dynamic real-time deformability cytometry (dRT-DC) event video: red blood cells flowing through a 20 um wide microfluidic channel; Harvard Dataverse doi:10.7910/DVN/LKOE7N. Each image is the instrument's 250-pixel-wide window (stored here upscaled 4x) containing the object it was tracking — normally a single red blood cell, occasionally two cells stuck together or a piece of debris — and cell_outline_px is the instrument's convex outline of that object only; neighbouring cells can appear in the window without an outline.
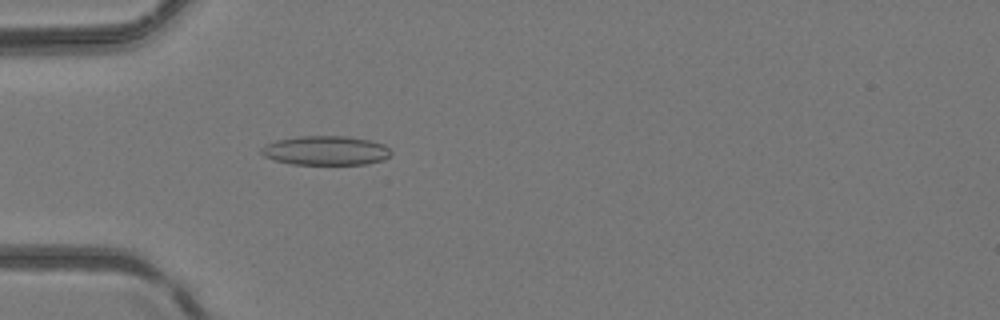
{"species": "common noctule bat (a hibernating species)", "species_latin": "Nyctalus noctula", "temperature_condition": "room temperature", "stored_images_in_passage": 48, "camera_frame_rate_fps": 3000, "um_per_image_px": 0.085, "animal": {"sex": "female", "body_mass_g": 24.6, "forearm_length_mm": 56.2}, "frame": {"image": 1, "passage_image": 15, "time_ms": 4.667, "image_size_px": [1000, 320], "cell_outline_px": [[392, 152], [384, 160], [368, 164], [292, 164], [272, 160], [264, 156], [260, 152], [260, 148], [276, 140], [300, 136], [348, 136], [368, 140], [384, 144]], "centroid_in_image_um": [27.68, 12.8], "position_along_channel_um": 57.3, "area_um2": 22.14}}
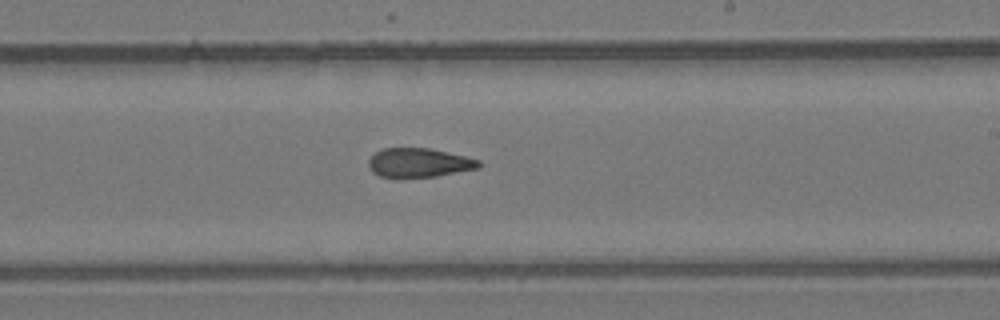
{"frame": {"image": 2, "passage_image": 29, "time_ms": 9.333, "image_size_px": [1000, 320], "cell_outline_px": [[480, 168], [436, 176], [396, 180], [380, 176], [372, 172], [368, 168], [368, 160], [376, 152], [384, 148], [432, 148], [480, 160]], "centroid_in_image_um": [35.57, 13.86], "position_along_channel_um": 253.4, "area_um2": 19.25}}
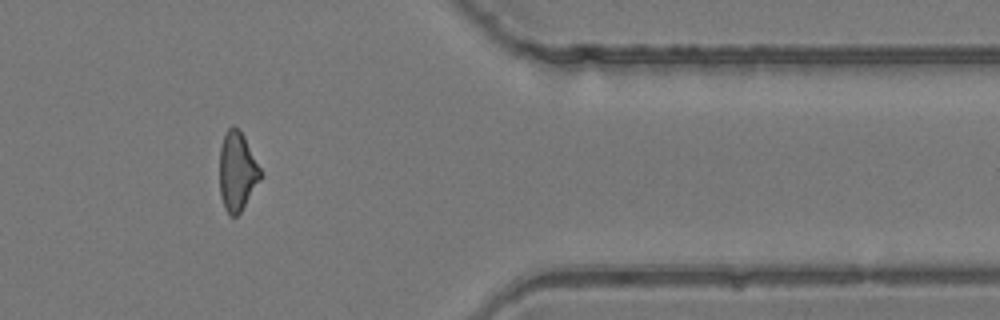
{"frame": {"image": 3, "passage_image": 40, "time_ms": 13.0, "image_size_px": [1000, 320], "cell_outline_px": [[264, 176], [240, 212], [236, 216], [228, 216], [224, 208], [220, 196], [220, 148], [224, 132], [232, 124], [244, 136]], "centroid_in_image_um": [20.16, 14.59], "position_along_channel_um": 391.2, "area_um2": 19.02}}